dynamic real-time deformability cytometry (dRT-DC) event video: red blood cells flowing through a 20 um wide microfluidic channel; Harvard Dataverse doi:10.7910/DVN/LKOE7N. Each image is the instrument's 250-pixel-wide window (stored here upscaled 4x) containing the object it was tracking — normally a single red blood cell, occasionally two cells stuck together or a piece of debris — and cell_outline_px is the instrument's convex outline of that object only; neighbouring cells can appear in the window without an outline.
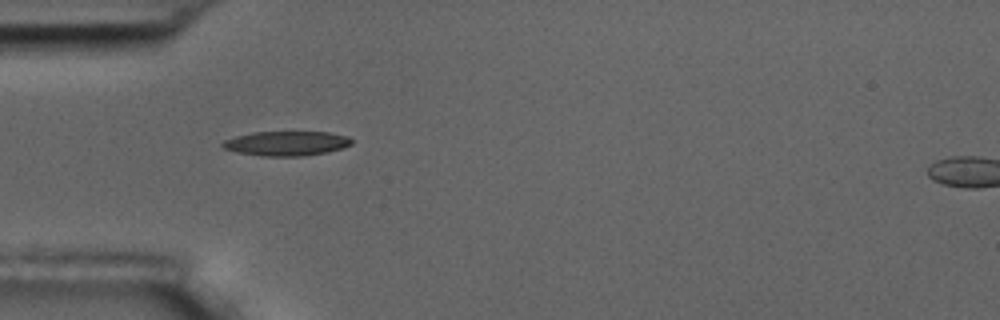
{"species": "common noctule bat (a hibernating species)", "species_latin": "Nyctalus noctula", "temperature_condition": "room temperature", "stored_images_in_passage": 9, "camera_frame_rate_fps": 3000, "um_per_image_px": 0.085, "animal": {"sex": "male", "body_mass_g": 17.5, "forearm_length_mm": 52.3}, "frame": {"image": 1, "passage_image": 1, "time_ms": 0.0, "image_size_px": [1000, 320], "cell_outline_px": [[352, 144], [340, 148], [324, 152], [300, 156], [264, 156], [236, 152], [224, 148], [220, 144], [224, 140], [236, 136], [252, 132], [328, 132], [348, 136], [352, 140]], "centroid_in_image_um": [24.31, 12.18], "position_along_channel_um": 60.7, "area_um2": 18.26}}
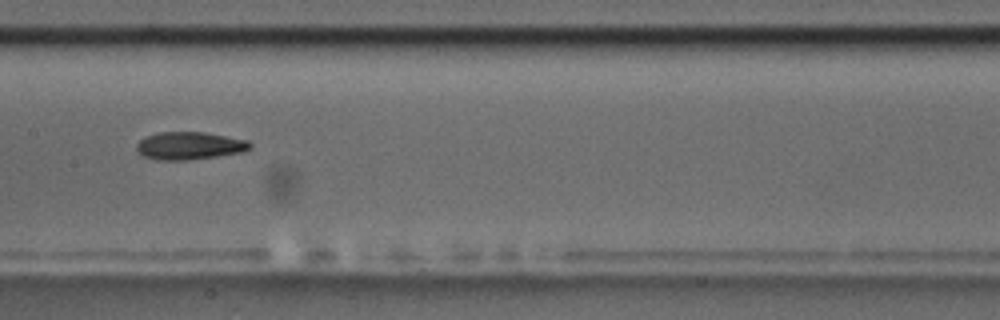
{"frame": {"image": 2, "passage_image": 4, "time_ms": 3.667, "image_size_px": [1000, 320], "cell_outline_px": [[252, 148], [244, 152], [188, 160], [156, 160], [144, 156], [136, 148], [136, 144], [144, 136], [160, 132], [204, 132], [248, 140], [252, 144]], "centroid_in_image_um": [16.12, 12.38], "position_along_channel_um": 191.3, "area_um2": 18.38}}
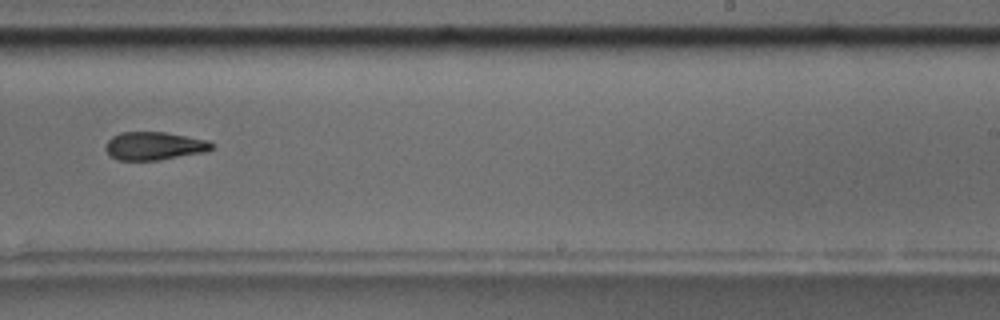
{"frame": {"image": 3, "passage_image": 6, "time_ms": 6.0, "image_size_px": [1000, 320], "cell_outline_px": [[212, 148], [204, 152], [156, 160], [116, 160], [108, 156], [104, 148], [104, 144], [112, 136], [120, 132], [164, 132], [208, 140], [212, 144]], "centroid_in_image_um": [13.02, 12.4], "position_along_channel_um": 276.0, "area_um2": 17.4}}